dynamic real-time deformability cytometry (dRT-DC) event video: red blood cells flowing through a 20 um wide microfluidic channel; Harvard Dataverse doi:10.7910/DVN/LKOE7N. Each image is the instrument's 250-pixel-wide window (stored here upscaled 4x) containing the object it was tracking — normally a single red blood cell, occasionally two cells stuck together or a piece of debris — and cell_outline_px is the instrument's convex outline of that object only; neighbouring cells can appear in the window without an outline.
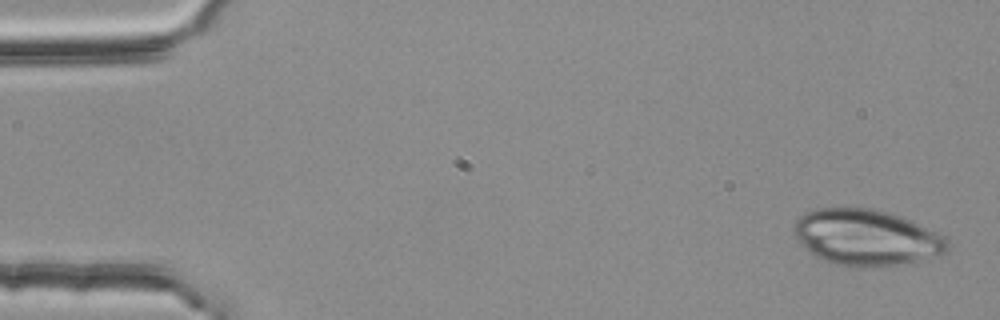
{"species": "common noctule bat (a hibernating species)", "species_latin": "Nyctalus noctula", "temperature_condition": "room temperature", "stored_images_in_passage": 51, "camera_frame_rate_fps": 3000, "um_per_image_px": 0.085, "animal": {"sex": "female", "body_mass_g": 25.1}, "frame": {"image": 1, "passage_image": 1, "time_ms": 0.0, "image_size_px": [1000, 320], "cell_outline_px": [[948, 248], [940, 256], [904, 264], [864, 268], [856, 268], [836, 264], [824, 260], [816, 256], [800, 244], [792, 232], [792, 228], [796, 220], [804, 212], [816, 208], [872, 208], [904, 216], [944, 236], [948, 240]], "centroid_in_image_um": [73.64, 20.19], "position_along_channel_um": 11.4, "area_um2": 50.75}}
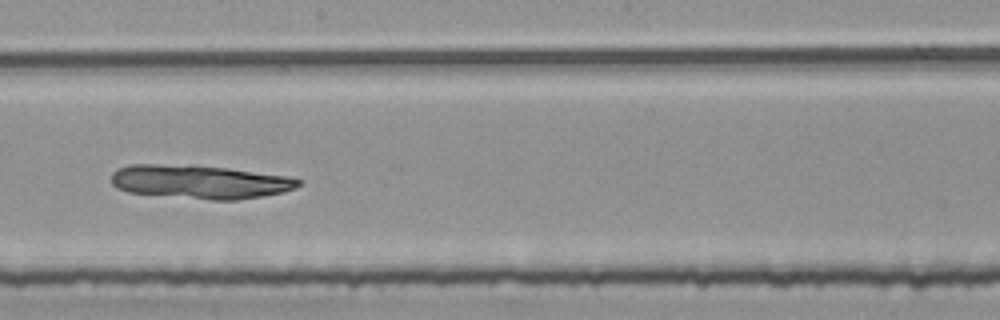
{"frame": {"image": 2, "passage_image": 29, "time_ms": 9.333, "image_size_px": [1000, 320], "cell_outline_px": [[304, 180], [296, 188], [284, 192], [236, 200], [212, 200], [128, 192], [116, 188], [112, 184], [112, 172], [116, 168], [128, 164], [196, 164], [228, 168], [284, 176]], "centroid_in_image_um": [16.95, 15.44], "position_along_channel_um": 231.3, "area_um2": 36.99}}
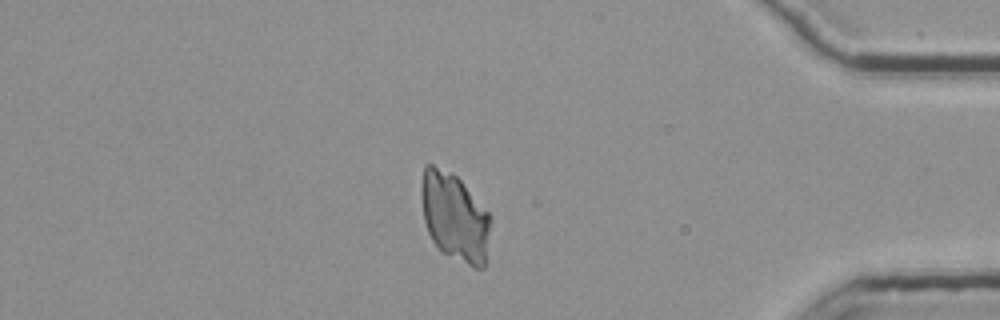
{"frame": {"image": 3, "passage_image": 45, "time_ms": 14.667, "image_size_px": [1000, 320], "cell_outline_px": [[492, 220], [484, 268], [472, 268], [444, 252], [432, 240], [428, 232], [424, 220], [420, 192], [420, 188], [424, 164], [432, 164], [456, 176], [460, 180], [492, 216]], "centroid_in_image_um": [38.65, 18.44], "position_along_channel_um": 396.5, "area_um2": 35.6}}